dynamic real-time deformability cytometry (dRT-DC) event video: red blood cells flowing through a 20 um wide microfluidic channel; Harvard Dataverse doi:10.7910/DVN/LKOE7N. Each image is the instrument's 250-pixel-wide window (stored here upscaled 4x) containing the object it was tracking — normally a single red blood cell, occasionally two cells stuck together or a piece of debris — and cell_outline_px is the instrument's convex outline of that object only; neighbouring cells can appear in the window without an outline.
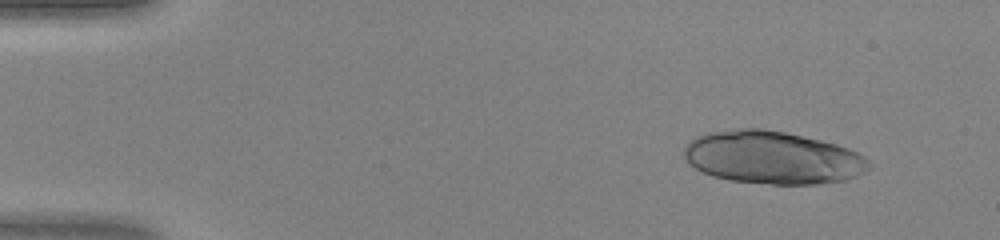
{"species": "human", "species_latin": "Homo sapiens", "temperature_condition": "warm", "stored_images_in_passage": 42, "camera_frame_rate_fps": 3000, "um_per_image_px": 0.085, "donor": {"sex": "female"}, "frame": {"image": 1, "passage_image": 1, "time_ms": 0.0, "image_size_px": [1000, 240], "cell_outline_px": [[872, 164], [864, 172], [856, 176], [844, 180], [820, 184], [772, 184], [728, 180], [712, 176], [700, 172], [688, 164], [684, 156], [684, 148], [696, 136], [708, 132], [740, 128], [764, 128], [784, 132], [820, 140], [836, 144], [848, 148], [864, 156]], "centroid_in_image_um": [65.64, 13.39], "position_along_channel_um": 19.4, "area_um2": 57.05}}
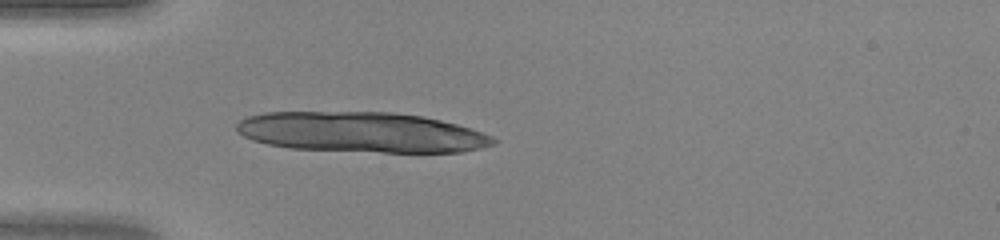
{"frame": {"image": 2, "passage_image": 10, "time_ms": 3.0, "image_size_px": [1000, 240], "cell_outline_px": [[500, 140], [496, 144], [464, 152], [380, 152], [288, 148], [268, 144], [252, 140], [236, 132], [236, 124], [240, 120], [248, 116], [264, 112], [392, 112], [420, 116], [440, 120], [456, 124], [492, 136]], "centroid_in_image_um": [30.72, 11.24], "position_along_channel_um": 54.3, "area_um2": 60.4}}
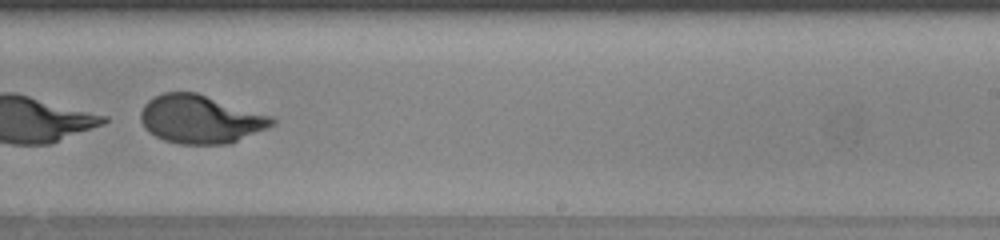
{"frame": {"image": 3, "passage_image": 26, "time_ms": 8.333, "image_size_px": [1000, 240], "cell_outline_px": [[276, 124], [268, 128], [232, 144], [180, 144], [164, 140], [148, 132], [144, 128], [140, 120], [140, 112], [144, 104], [148, 100], [164, 92], [196, 92], [272, 116], [276, 120]], "centroid_in_image_um": [17.05, 10.14], "position_along_channel_um": 271.9, "area_um2": 37.28}}